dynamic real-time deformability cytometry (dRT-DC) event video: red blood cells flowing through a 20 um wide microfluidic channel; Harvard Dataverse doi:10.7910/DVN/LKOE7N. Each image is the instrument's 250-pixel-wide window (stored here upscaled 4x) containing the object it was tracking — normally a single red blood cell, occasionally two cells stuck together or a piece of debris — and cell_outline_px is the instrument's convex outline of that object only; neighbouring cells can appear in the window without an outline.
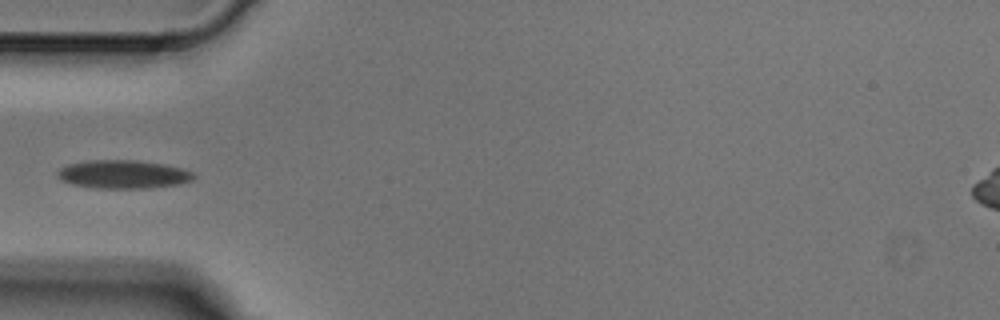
{"species": "Egyptian fruit bat (a non-hibernating species)", "species_latin": "Rousettus aegyptiacus", "temperature_condition": "cold", "stored_images_in_passage": 2, "camera_frame_rate_fps": 3000, "um_per_image_px": 0.085, "animal": {"sex": "male"}, "frame": {"image": 1, "passage_image": 1, "time_ms": 0.0, "image_size_px": [1000, 320], "cell_outline_px": [[196, 176], [192, 180], [180, 184], [148, 188], [92, 188], [72, 184], [56, 176], [56, 172], [60, 168], [68, 164], [92, 160], [136, 160], [164, 164], [196, 172]], "centroid_in_image_um": [10.5, 14.82], "position_along_channel_um": 74.5, "area_um2": 22.6}}
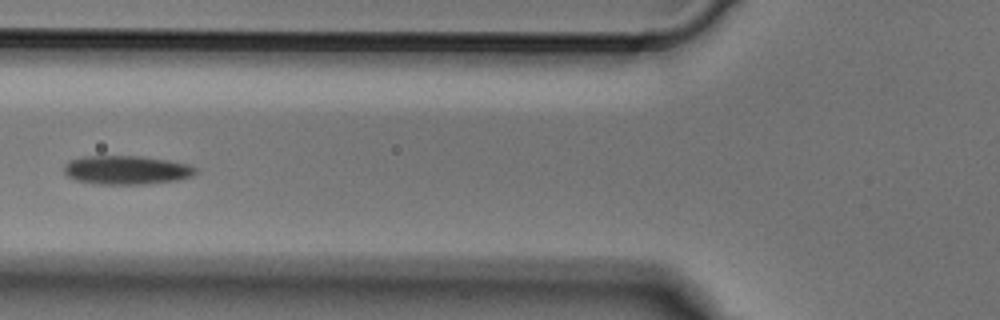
{"frame": {"image": 2, "passage_image": 2, "time_ms": 0.333, "image_size_px": [1000, 320], "cell_outline_px": [[196, 172], [192, 176], [176, 180], [148, 184], [96, 184], [76, 180], [68, 176], [64, 172], [64, 164], [68, 160], [84, 156], [140, 156], [168, 160], [188, 164], [196, 168]], "centroid_in_image_um": [10.72, 14.45], "position_along_channel_um": 115.1, "area_um2": 22.14}}